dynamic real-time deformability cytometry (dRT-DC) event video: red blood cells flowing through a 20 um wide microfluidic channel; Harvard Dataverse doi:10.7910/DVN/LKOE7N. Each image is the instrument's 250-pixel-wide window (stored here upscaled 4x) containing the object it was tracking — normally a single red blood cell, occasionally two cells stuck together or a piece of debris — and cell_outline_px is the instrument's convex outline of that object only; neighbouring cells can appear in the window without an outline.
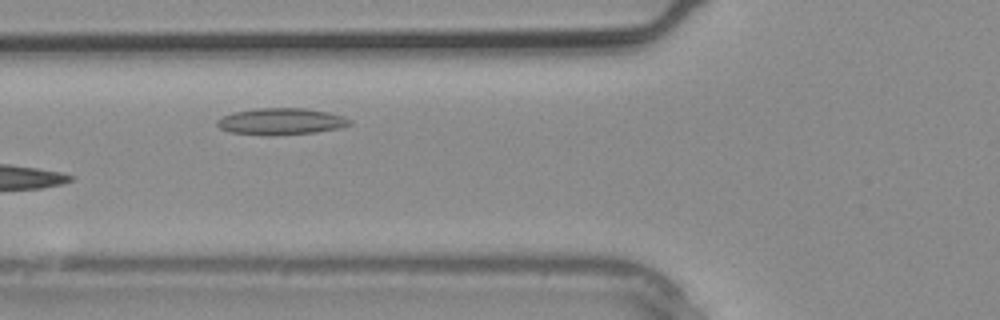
{"species": "common noctule bat (a hibernating species)", "species_latin": "Nyctalus noctula", "temperature_condition": "warm", "stored_images_in_passage": 3, "camera_frame_rate_fps": 3000, "um_per_image_px": 0.085, "animal": {"sex": "male", "body_mass_g": 20.4}, "frame": {"image": 1, "passage_image": 3, "time_ms": 0.667, "image_size_px": [1000, 320], "cell_outline_px": [[352, 124], [340, 128], [316, 132], [272, 136], [268, 136], [228, 132], [220, 128], [216, 124], [216, 120], [232, 112], [256, 108], [304, 108], [328, 112], [344, 116], [352, 120]], "centroid_in_image_um": [23.89, 10.33], "position_along_channel_um": 101.9, "area_um2": 20.87}}